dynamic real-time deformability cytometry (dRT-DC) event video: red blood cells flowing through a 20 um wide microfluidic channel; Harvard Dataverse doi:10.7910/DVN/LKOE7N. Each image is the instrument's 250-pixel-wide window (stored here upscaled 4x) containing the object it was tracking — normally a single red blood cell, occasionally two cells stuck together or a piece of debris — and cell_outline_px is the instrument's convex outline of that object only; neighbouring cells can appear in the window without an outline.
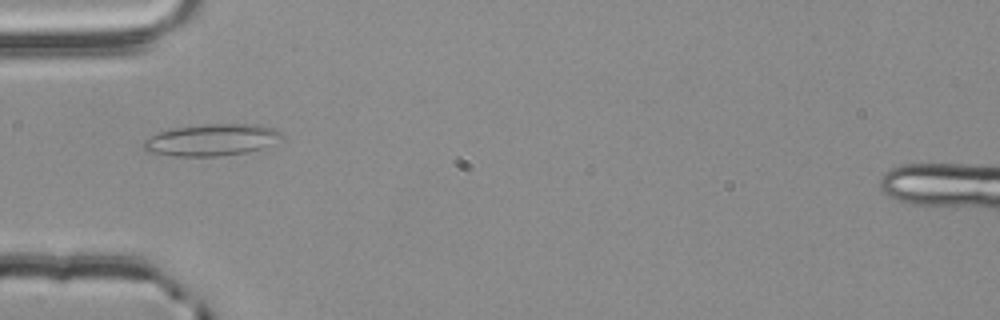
{"species": "common noctule bat (a hibernating species)", "species_latin": "Nyctalus noctula", "temperature_condition": "room temperature", "stored_images_in_passage": 35, "camera_frame_rate_fps": 3000, "um_per_image_px": 0.085, "animal": {"sex": "male", "body_mass_g": 20.4}, "frame": {"image": 1, "passage_image": 1, "time_ms": 0.0, "image_size_px": [1000, 320], "cell_outline_px": [[284, 136], [260, 148], [244, 152], [220, 156], [172, 156], [144, 152], [144, 140], [148, 136], [156, 132], [168, 128], [204, 124], [260, 124], [272, 128], [280, 132]], "centroid_in_image_um": [17.87, 11.88], "position_along_channel_um": 67.1, "area_um2": 25.66}}
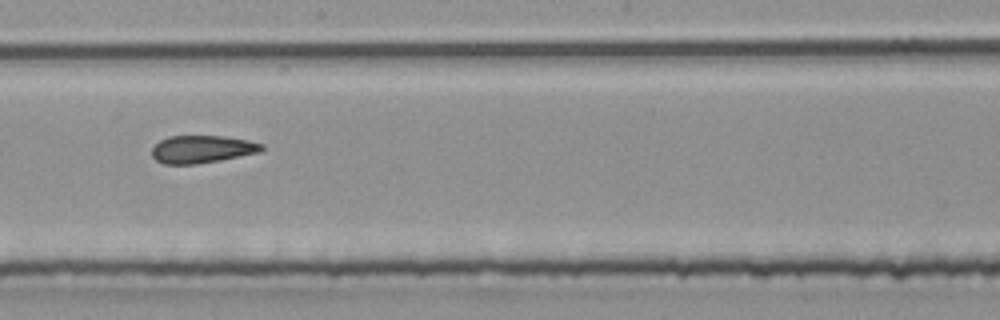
{"frame": {"image": 2, "passage_image": 14, "time_ms": 4.333, "image_size_px": [1000, 320], "cell_outline_px": [[264, 148], [260, 152], [220, 160], [196, 164], [164, 164], [156, 160], [152, 156], [152, 148], [160, 140], [168, 136], [224, 136], [248, 140], [264, 144]], "centroid_in_image_um": [17.17, 12.68], "position_along_channel_um": 231.0, "area_um2": 17.69}}
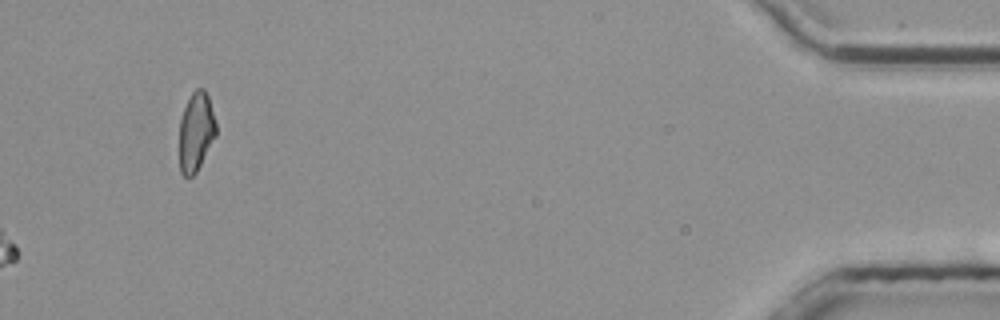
{"frame": {"image": 3, "passage_image": 35, "time_ms": 11.333, "image_size_px": [1000, 320], "cell_outline_px": [[216, 136], [196, 172], [192, 176], [184, 176], [180, 172], [180, 120], [184, 108], [192, 92], [196, 88], [204, 88], [208, 96], [216, 120]], "centroid_in_image_um": [16.67, 11.18], "position_along_channel_um": 418.5, "area_um2": 16.82}, "authors_computed_cell_mechanics": {"area_um2": 18.0914, "velocity_mm_per_s": 3.7892, "shape_relaxation_time_tau1_ms": null, "shape_relaxation_time_tau2_ms": 2.4136, "deformation_change_tau1": null, "deformation_change_tau2": 0.1124}}